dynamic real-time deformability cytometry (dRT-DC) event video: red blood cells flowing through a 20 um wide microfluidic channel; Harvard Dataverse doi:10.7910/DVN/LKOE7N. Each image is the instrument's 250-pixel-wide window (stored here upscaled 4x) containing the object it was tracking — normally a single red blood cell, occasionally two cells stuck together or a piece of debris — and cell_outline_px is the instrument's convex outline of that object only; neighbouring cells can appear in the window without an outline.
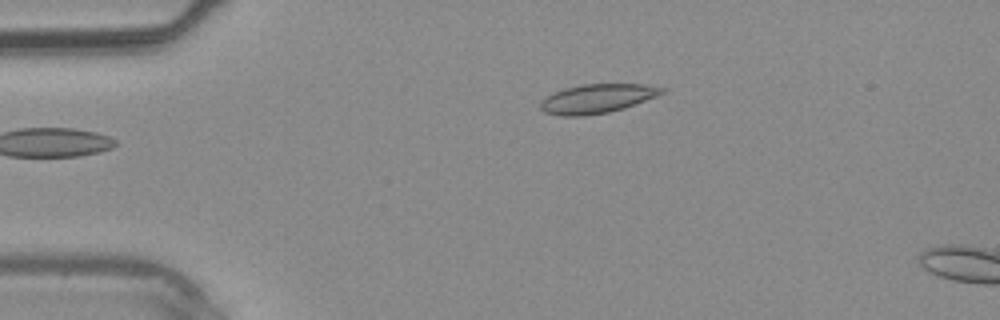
{"species": "common noctule bat (a hibernating species)", "species_latin": "Nyctalus noctula", "temperature_condition": "warm", "stored_images_in_passage": 3, "camera_frame_rate_fps": 3000, "um_per_image_px": 0.085, "animal": {"sex": "male", "body_mass_g": 20.4}, "frame": {"image": 1, "passage_image": 1, "time_ms": 0.0, "image_size_px": [1000, 320], "cell_outline_px": [[668, 88], [664, 92], [656, 96], [624, 108], [608, 112], [584, 116], [560, 116], [544, 112], [540, 108], [540, 100], [564, 88], [580, 84], [644, 84]], "centroid_in_image_um": [50.75, 8.38], "position_along_channel_um": 34.3, "area_um2": 20.58}}